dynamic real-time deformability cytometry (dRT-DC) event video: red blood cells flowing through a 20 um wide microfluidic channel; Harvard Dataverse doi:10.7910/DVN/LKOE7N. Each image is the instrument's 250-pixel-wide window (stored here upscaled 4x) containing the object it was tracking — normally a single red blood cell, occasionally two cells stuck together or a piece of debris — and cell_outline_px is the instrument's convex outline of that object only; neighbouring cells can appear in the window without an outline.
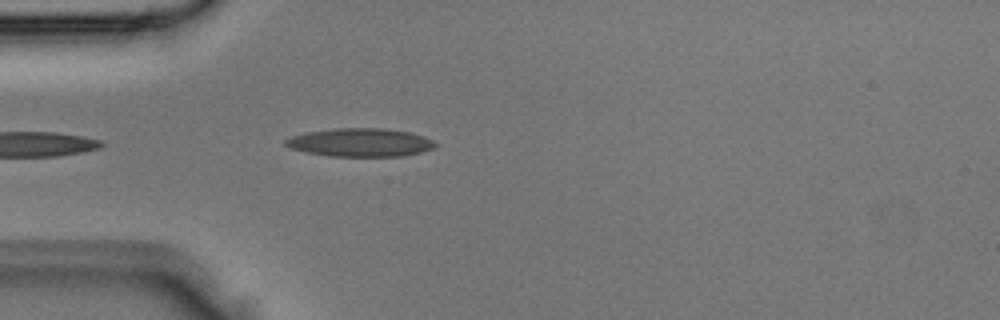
{"species": "Egyptian fruit bat (a non-hibernating species)", "species_latin": "Rousettus aegyptiacus", "temperature_condition": "room temperature", "stored_images_in_passage": 3, "camera_frame_rate_fps": 3000, "um_per_image_px": 0.085, "animal": {"sex": "male"}, "frame": {"image": 1, "passage_image": 3, "time_ms": 0.667, "image_size_px": [1000, 320], "cell_outline_px": [[436, 144], [432, 148], [420, 152], [404, 156], [328, 156], [304, 152], [292, 148], [284, 144], [284, 140], [292, 136], [308, 132], [336, 128], [384, 128], [412, 132], [424, 136], [432, 140]], "centroid_in_image_um": [30.62, 12.11], "position_along_channel_um": 54.4, "area_um2": 24.68}}